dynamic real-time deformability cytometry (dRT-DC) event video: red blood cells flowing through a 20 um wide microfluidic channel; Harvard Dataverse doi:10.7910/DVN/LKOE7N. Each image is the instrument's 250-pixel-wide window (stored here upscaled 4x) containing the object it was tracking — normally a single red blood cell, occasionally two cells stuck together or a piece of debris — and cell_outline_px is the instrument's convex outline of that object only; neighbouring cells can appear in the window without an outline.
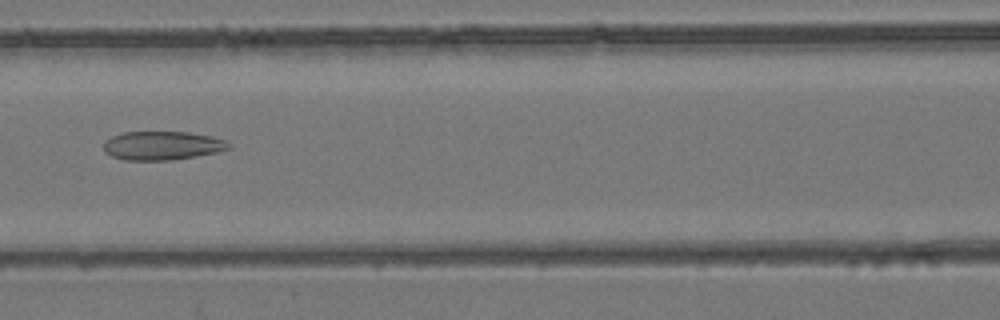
{"species": "common noctule bat (a hibernating species)", "species_latin": "Nyctalus noctula", "temperature_condition": "room temperature", "stored_images_in_passage": 6, "camera_frame_rate_fps": 3000, "um_per_image_px": 0.085, "animal": {"sex": "female", "body_mass_g": 24.6, "forearm_length_mm": 56.2}, "frame": {"image": 1, "passage_image": 5, "time_ms": 6.333, "image_size_px": [1000, 320], "cell_outline_px": [[232, 148], [216, 152], [196, 156], [172, 160], [124, 160], [112, 156], [104, 152], [104, 140], [112, 136], [124, 132], [188, 132], [212, 136], [224, 140], [232, 144]], "centroid_in_image_um": [13.8, 12.37], "position_along_channel_um": 152.8, "area_um2": 21.04}}
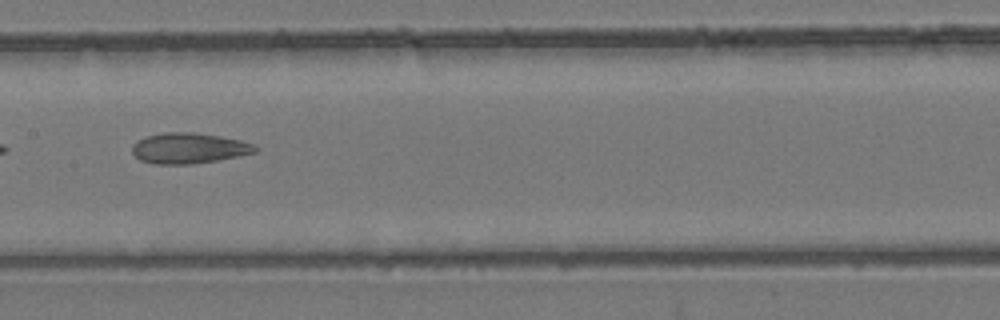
{"frame": {"image": 2, "passage_image": 6, "time_ms": 7.333, "image_size_px": [1000, 320], "cell_outline_px": [[260, 148], [256, 152], [240, 156], [192, 164], [152, 164], [140, 160], [132, 152], [132, 144], [136, 140], [144, 136], [164, 132], [192, 132], [220, 136], [240, 140], [256, 144]], "centroid_in_image_um": [16.05, 12.59], "position_along_channel_um": 191.3, "area_um2": 22.25}}